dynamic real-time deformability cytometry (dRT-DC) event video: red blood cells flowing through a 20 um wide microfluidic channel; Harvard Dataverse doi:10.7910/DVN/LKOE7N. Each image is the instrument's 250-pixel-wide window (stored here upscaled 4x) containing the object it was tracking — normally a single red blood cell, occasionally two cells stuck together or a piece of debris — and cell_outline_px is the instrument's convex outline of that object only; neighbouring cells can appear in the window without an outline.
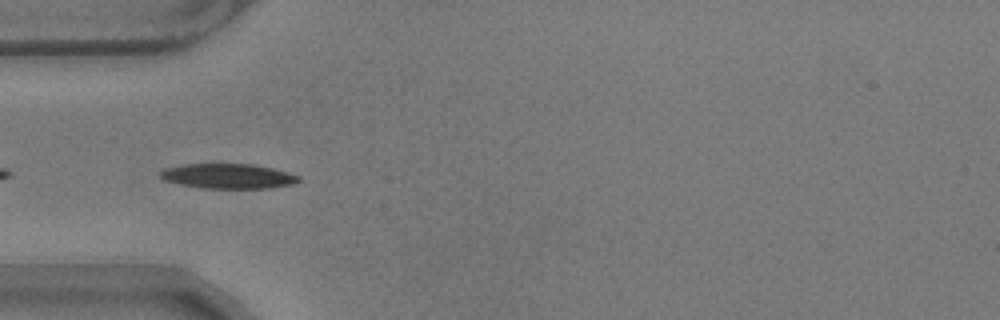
{"species": "common noctule bat (a hibernating species)", "species_latin": "Nyctalus noctula", "temperature_condition": "warm", "stored_images_in_passage": 39, "camera_frame_rate_fps": 3000, "um_per_image_px": 0.085, "animal": {"sex": "male", "body_mass_g": 17.9}, "frame": {"image": 1, "passage_image": 2, "time_ms": 0.333, "image_size_px": [1000, 320], "cell_outline_px": [[300, 180], [292, 184], [272, 188], [200, 188], [180, 184], [164, 180], [160, 176], [160, 172], [164, 168], [184, 164], [252, 164], [272, 168], [288, 172], [300, 176]], "centroid_in_image_um": [19.39, 14.97], "position_along_channel_um": 65.6, "area_um2": 20.06}}
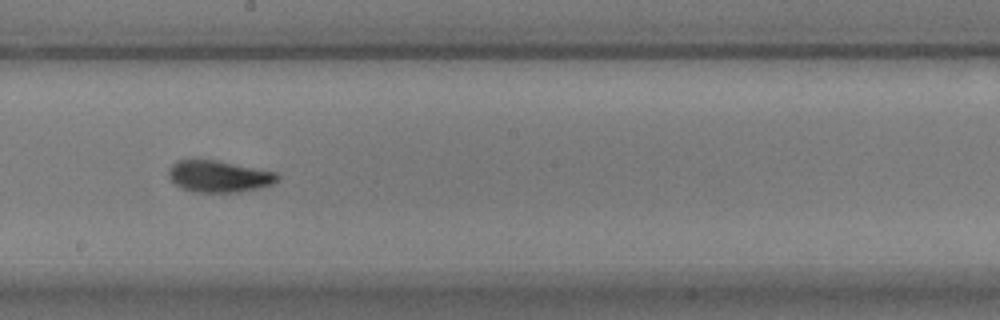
{"frame": {"image": 2, "passage_image": 16, "time_ms": 5.0, "image_size_px": [1000, 320], "cell_outline_px": [[280, 176], [272, 184], [240, 192], [192, 192], [180, 188], [168, 176], [168, 168], [176, 160], [216, 160], [276, 172]], "centroid_in_image_um": [18.56, 14.99], "position_along_channel_um": 229.6, "area_um2": 20.0}}
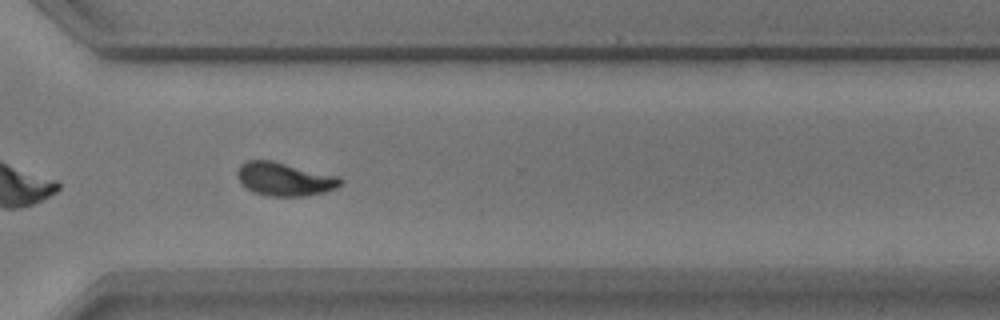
{"frame": {"image": 3, "passage_image": 26, "time_ms": 8.333, "image_size_px": [1000, 320], "cell_outline_px": [[344, 180], [336, 188], [324, 192], [304, 196], [268, 196], [252, 192], [240, 184], [236, 176], [236, 172], [240, 164], [248, 160], [272, 160], [340, 176]], "centroid_in_image_um": [24.16, 15.22], "position_along_channel_um": 346.4, "area_um2": 20.4}, "authors_computed_cell_mechanics": {"area_um2": 19.9988, "velocity_mm_per_s": 3.5062, "shape_relaxation_time_tau1_ms": 4.5892, "shape_relaxation_time_tau2_ms": 1.4498, "deformation_change_tau1": 0.1617, "deformation_change_tau2": 0.0728}}